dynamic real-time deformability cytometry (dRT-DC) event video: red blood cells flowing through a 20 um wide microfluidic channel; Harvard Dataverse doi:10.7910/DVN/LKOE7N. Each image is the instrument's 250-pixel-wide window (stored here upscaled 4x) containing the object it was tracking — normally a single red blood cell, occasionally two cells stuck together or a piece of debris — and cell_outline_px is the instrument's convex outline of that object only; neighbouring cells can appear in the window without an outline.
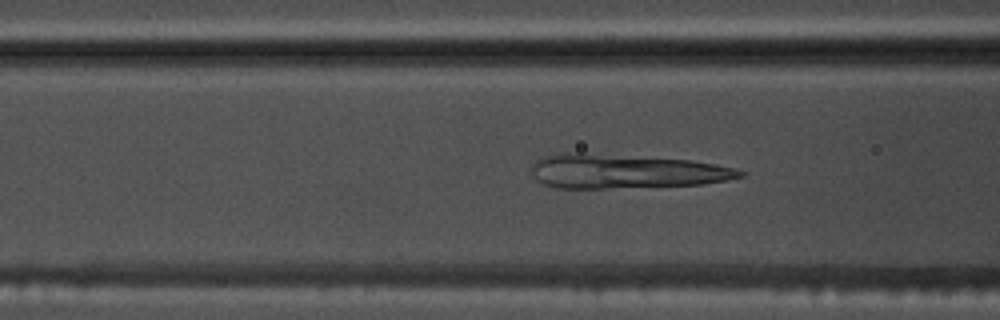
{"species": "common noctule bat (a hibernating species)", "species_latin": "Nyctalus noctula", "temperature_condition": "warm", "stored_images_in_passage": 46, "camera_frame_rate_fps": 3000, "um_per_image_px": 0.085, "animal": {"sex": "male", "body_mass_g": 17.5, "forearm_length_mm": 52.3}, "frame": {"image": 1, "passage_image": 18, "time_ms": 5.667, "image_size_px": [1000, 320], "cell_outline_px": [[744, 176], [728, 180], [700, 184], [604, 188], [556, 188], [544, 184], [536, 180], [532, 176], [532, 164], [536, 160], [544, 156], [556, 152], [568, 152], [688, 160], [716, 164], [732, 168], [744, 172]], "centroid_in_image_um": [53.09, 14.56], "position_along_channel_um": 113.5, "area_um2": 41.1}}
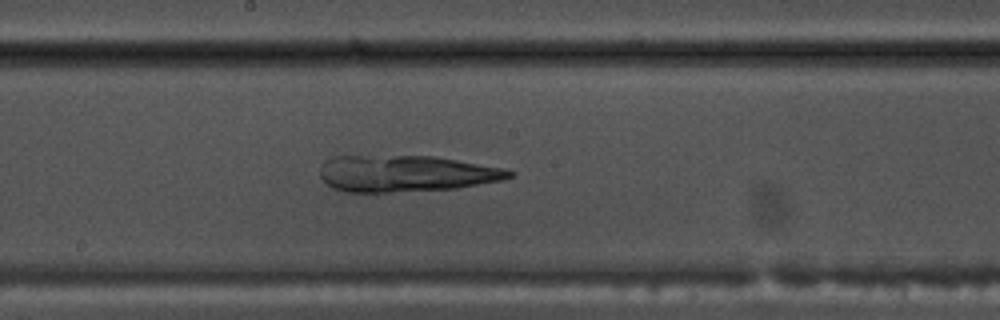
{"frame": {"image": 2, "passage_image": 26, "time_ms": 8.333, "image_size_px": [1000, 320], "cell_outline_px": [[516, 172], [512, 176], [504, 180], [456, 188], [388, 192], [344, 192], [332, 188], [320, 180], [320, 164], [324, 160], [332, 156], [436, 156], [504, 168]], "centroid_in_image_um": [34.45, 14.75], "position_along_channel_um": 213.7, "area_um2": 40.58}}
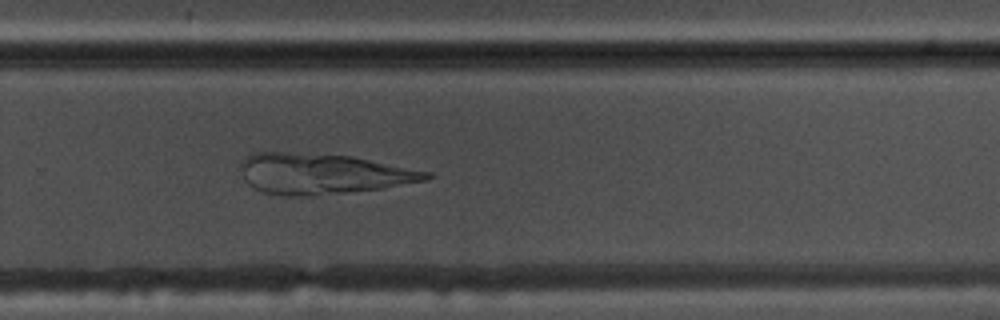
{"frame": {"image": 3, "passage_image": 33, "time_ms": 10.667, "image_size_px": [1000, 320], "cell_outline_px": [[436, 176], [428, 180], [384, 188], [308, 196], [284, 196], [264, 192], [248, 184], [244, 180], [240, 168], [240, 164], [244, 156], [256, 152], [288, 152], [352, 156], [432, 172]], "centroid_in_image_um": [27.44, 14.77], "position_along_channel_um": 302.4, "area_um2": 44.1}}